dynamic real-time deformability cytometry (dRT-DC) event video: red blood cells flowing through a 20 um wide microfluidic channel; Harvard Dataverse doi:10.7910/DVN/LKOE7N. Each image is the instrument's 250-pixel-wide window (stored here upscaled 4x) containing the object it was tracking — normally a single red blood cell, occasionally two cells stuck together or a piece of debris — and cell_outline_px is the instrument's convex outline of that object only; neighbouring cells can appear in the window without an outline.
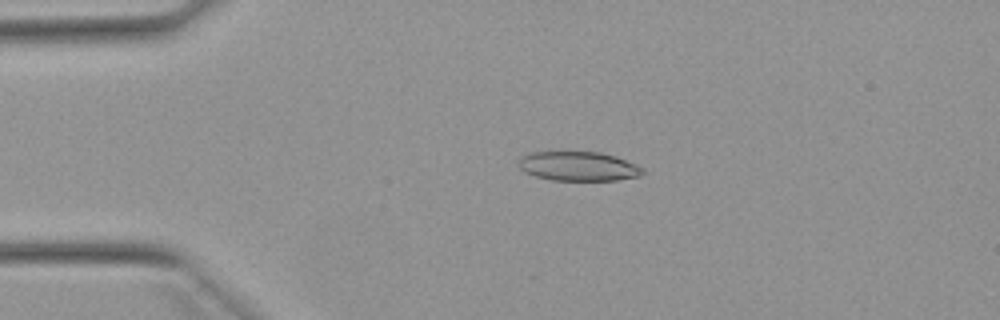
{"species": "Egyptian fruit bat (a non-hibernating species)", "species_latin": "Rousettus aegyptiacus", "temperature_condition": "warm", "stored_images_in_passage": 25, "camera_frame_rate_fps": 3000, "um_per_image_px": 0.085, "animal": {"sex": "female"}, "frame": {"image": 1, "passage_image": 4, "time_ms": 1.0, "image_size_px": [1000, 320], "cell_outline_px": [[644, 172], [640, 176], [616, 180], [552, 180], [536, 176], [524, 172], [520, 168], [520, 156], [528, 152], [564, 148], [568, 148], [600, 152], [616, 156], [636, 164], [644, 168]], "centroid_in_image_um": [49.12, 14.06], "position_along_channel_um": 35.9, "area_um2": 22.31}}
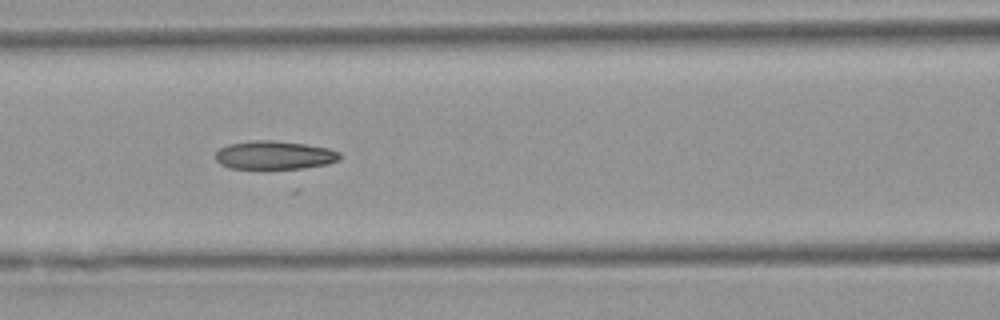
{"frame": {"image": 2, "passage_image": 15, "time_ms": 4.667, "image_size_px": [1000, 320], "cell_outline_px": [[340, 160], [328, 164], [296, 172], [228, 168], [220, 164], [216, 160], [216, 152], [220, 148], [228, 144], [252, 140], [272, 140], [308, 144], [328, 148], [340, 152]], "centroid_in_image_um": [23.38, 13.25], "position_along_channel_um": 143.2, "area_um2": 22.02}}
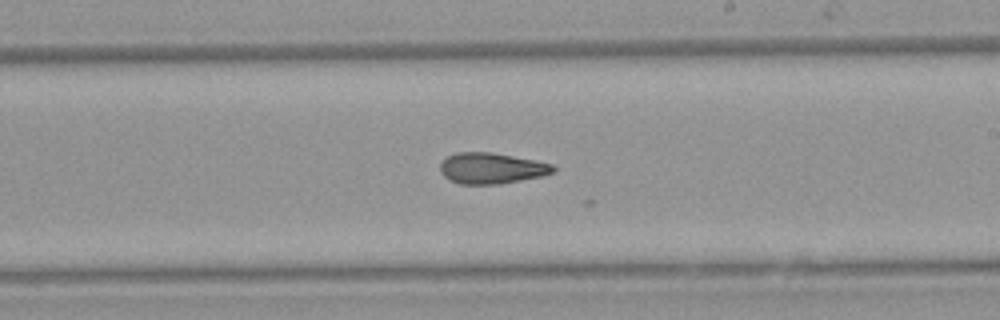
{"frame": {"image": 3, "passage_image": 23, "time_ms": 7.333, "image_size_px": [1000, 320], "cell_outline_px": [[556, 172], [544, 176], [496, 184], [460, 184], [444, 176], [440, 172], [440, 164], [448, 156], [456, 152], [492, 152], [552, 164], [556, 168]], "centroid_in_image_um": [41.79, 14.3], "position_along_channel_um": 247.2, "area_um2": 20.23}}